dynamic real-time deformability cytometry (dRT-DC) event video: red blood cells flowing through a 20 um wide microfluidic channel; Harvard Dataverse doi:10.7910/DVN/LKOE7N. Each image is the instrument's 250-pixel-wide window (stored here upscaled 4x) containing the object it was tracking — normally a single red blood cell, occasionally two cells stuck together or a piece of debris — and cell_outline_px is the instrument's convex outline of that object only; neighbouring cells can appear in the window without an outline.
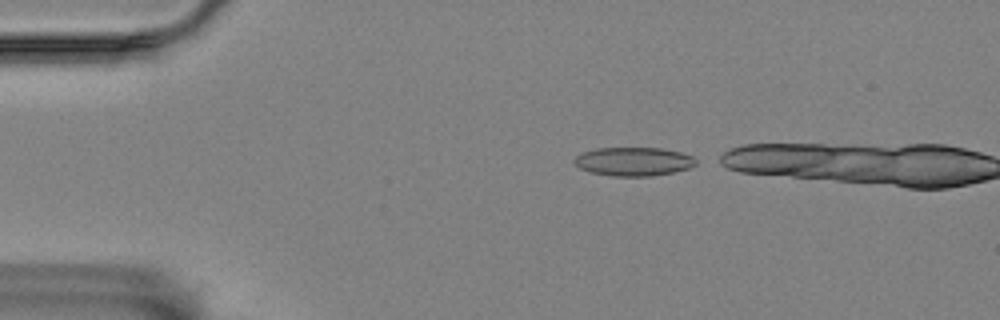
{"species": "Egyptian fruit bat (a non-hibernating species)", "species_latin": "Rousettus aegyptiacus", "temperature_condition": "room temperature", "stored_images_in_passage": 15, "camera_frame_rate_fps": 3000, "um_per_image_px": 0.085, "animal": {"sex": "female"}, "frame": {"image": 1, "passage_image": 1, "time_ms": 0.0, "image_size_px": [1000, 320], "cell_outline_px": [[696, 164], [688, 168], [672, 172], [652, 176], [612, 176], [588, 172], [572, 164], [572, 160], [576, 156], [584, 152], [596, 148], [660, 148], [680, 152], [692, 156], [696, 160]], "centroid_in_image_um": [53.79, 13.73], "position_along_channel_um": 31.2, "area_um2": 20.35}}
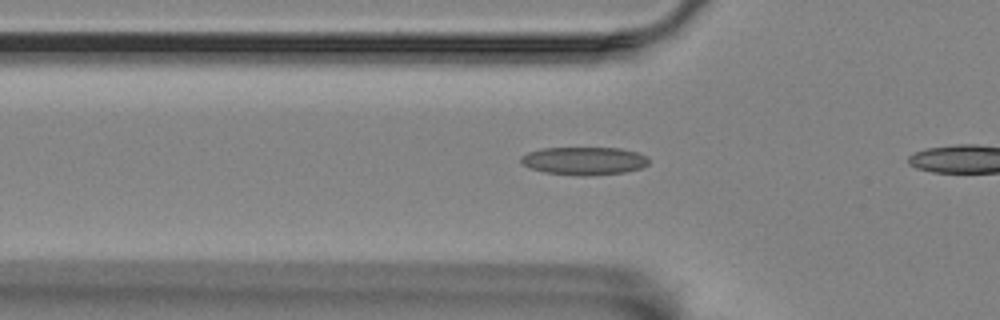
{"frame": {"image": 2, "passage_image": 9, "time_ms": 2.667, "image_size_px": [1000, 320], "cell_outline_px": [[648, 164], [640, 168], [624, 172], [588, 176], [580, 176], [544, 172], [532, 168], [524, 164], [520, 160], [520, 156], [528, 152], [540, 148], [620, 148], [636, 152], [648, 156]], "centroid_in_image_um": [49.65, 13.67], "position_along_channel_um": 76.2, "area_um2": 20.81}}
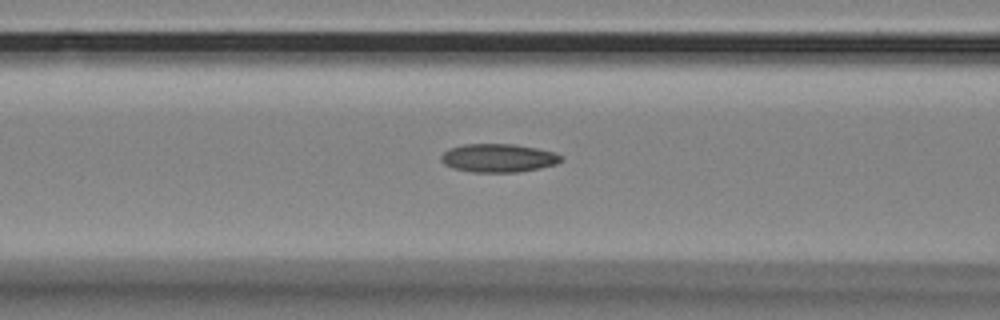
{"frame": {"image": 3, "passage_image": 13, "time_ms": 4.0, "image_size_px": [1000, 320], "cell_outline_px": [[564, 160], [556, 164], [540, 168], [520, 172], [472, 172], [452, 168], [444, 164], [440, 160], [440, 156], [448, 148], [464, 144], [516, 144], [536, 148], [552, 152], [560, 156]], "centroid_in_image_um": [42.32, 13.43], "position_along_channel_um": 124.3, "area_um2": 19.94}}